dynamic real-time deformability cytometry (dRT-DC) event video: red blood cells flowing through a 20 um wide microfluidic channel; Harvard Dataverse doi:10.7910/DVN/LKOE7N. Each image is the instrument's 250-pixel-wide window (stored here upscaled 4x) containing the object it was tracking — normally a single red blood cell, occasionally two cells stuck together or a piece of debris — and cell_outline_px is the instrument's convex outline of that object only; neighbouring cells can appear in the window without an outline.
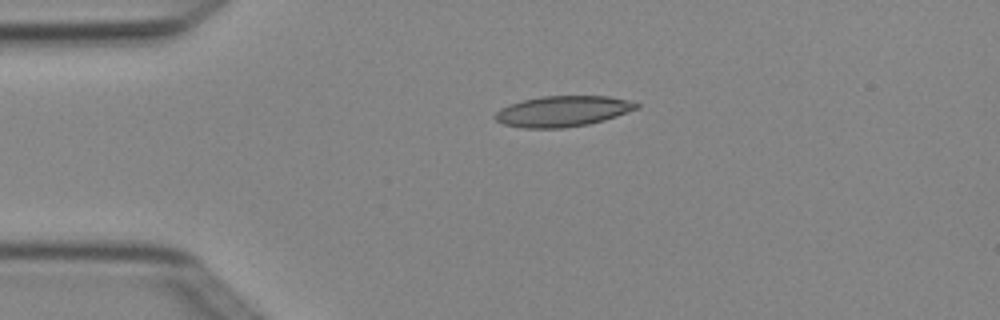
{"species": "Egyptian fruit bat (a non-hibernating species)", "species_latin": "Rousettus aegyptiacus", "temperature_condition": "cold", "stored_images_in_passage": 4, "camera_frame_rate_fps": 3000, "um_per_image_px": 0.085, "animal": {"sex": "female"}, "frame": {"image": 1, "passage_image": 3, "time_ms": 0.667, "image_size_px": [1000, 320], "cell_outline_px": [[640, 108], [604, 120], [588, 124], [564, 128], [524, 128], [504, 124], [496, 120], [492, 116], [500, 108], [508, 104], [540, 96], [608, 96], [628, 100], [640, 104]], "centroid_in_image_um": [47.82, 9.45], "position_along_channel_um": 37.2, "area_um2": 25.37}}